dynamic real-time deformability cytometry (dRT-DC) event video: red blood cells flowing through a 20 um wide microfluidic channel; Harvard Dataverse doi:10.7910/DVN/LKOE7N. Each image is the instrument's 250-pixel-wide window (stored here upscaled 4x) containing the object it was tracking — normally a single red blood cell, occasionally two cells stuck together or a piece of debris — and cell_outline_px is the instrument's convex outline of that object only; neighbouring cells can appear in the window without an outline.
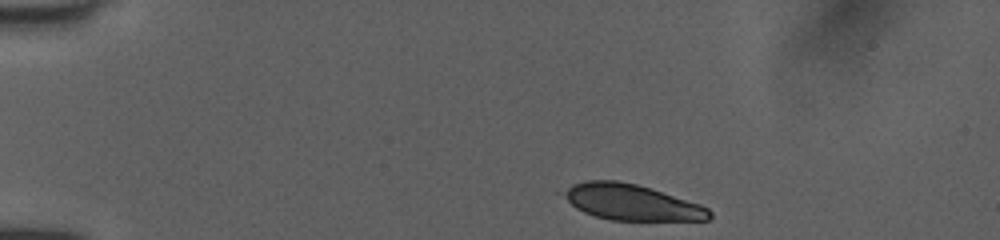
{"species": "human", "species_latin": "Homo sapiens", "temperature_condition": "room temperature", "stored_images_in_passage": 42, "camera_frame_rate_fps": 3000, "um_per_image_px": 0.085, "donor": {"sex": "female"}, "frame": {"image": 1, "passage_image": 1, "time_ms": 0.0, "image_size_px": [1000, 240], "cell_outline_px": [[712, 216], [708, 220], [612, 220], [596, 216], [584, 212], [576, 208], [556, 192], [572, 184], [584, 180], [616, 180], [636, 184], [700, 204], [708, 208], [712, 212]], "centroid_in_image_um": [53.6, 17.18], "position_along_channel_um": 31.4, "area_um2": 30.58}}
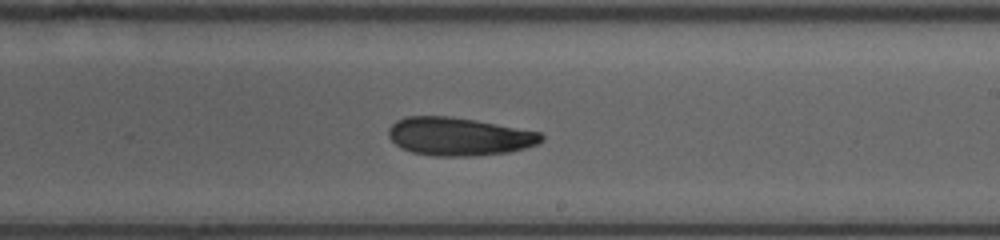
{"frame": {"image": 2, "passage_image": 23, "time_ms": 7.333, "image_size_px": [1000, 240], "cell_outline_px": [[544, 140], [536, 144], [524, 148], [508, 152], [476, 156], [436, 156], [412, 152], [400, 148], [388, 136], [388, 128], [396, 120], [408, 116], [448, 116], [476, 120], [540, 132], [544, 136]], "centroid_in_image_um": [38.99, 11.6], "position_along_channel_um": 250.0, "area_um2": 33.99}}
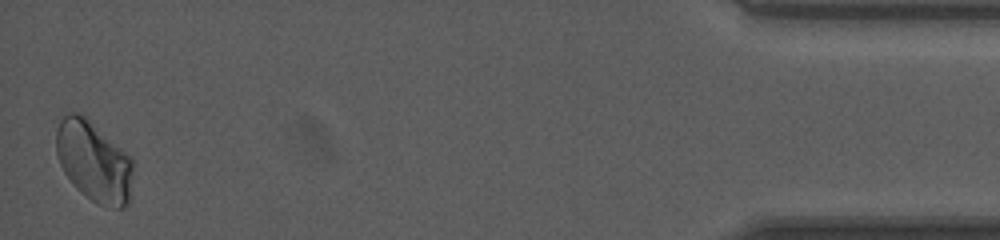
{"frame": {"image": 3, "passage_image": 42, "time_ms": 13.667, "image_size_px": [1000, 240], "cell_outline_px": [[132, 172], [128, 204], [124, 208], [116, 208], [100, 204], [92, 200], [80, 192], [72, 184], [64, 172], [60, 164], [56, 152], [56, 128], [60, 120], [68, 112], [76, 112], [84, 116], [132, 156]], "centroid_in_image_um": [7.96, 13.71], "position_along_channel_um": 427.2, "area_um2": 35.95}, "authors_computed_cell_mechanics": {"area_um2": 34.1887, "velocity_mm_per_s": 4.0301, "shape_relaxation_time_tau1_ms": 6.9709, "shape_relaxation_time_tau2_ms": null, "deformation_change_tau1": 0.1038, "deformation_change_tau2": null}}